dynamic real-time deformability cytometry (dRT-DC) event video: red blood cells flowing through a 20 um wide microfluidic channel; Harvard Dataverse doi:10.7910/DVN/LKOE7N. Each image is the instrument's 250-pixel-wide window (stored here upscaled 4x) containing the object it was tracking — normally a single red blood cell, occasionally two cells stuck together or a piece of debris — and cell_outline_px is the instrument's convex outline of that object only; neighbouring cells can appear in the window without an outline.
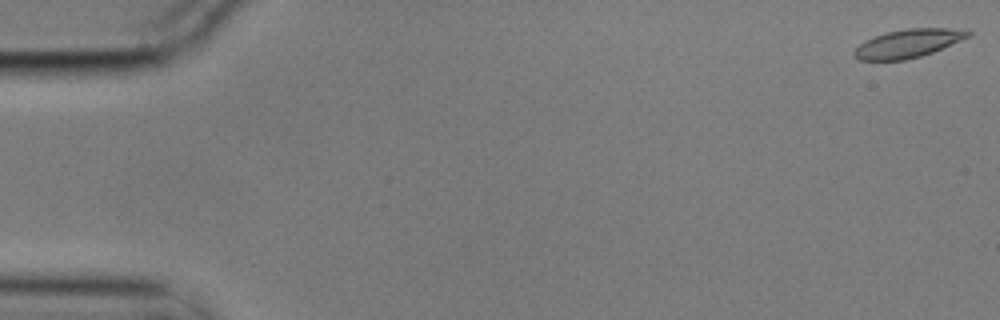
{"species": "common noctule bat (a hibernating species)", "species_latin": "Nyctalus noctula", "temperature_condition": "cold", "stored_images_in_passage": 2, "camera_frame_rate_fps": 3000, "um_per_image_px": 0.085, "animal": {"sex": "male", "body_mass_g": 17.9}, "frame": {"image": 1, "passage_image": 1, "time_ms": 0.0, "image_size_px": [1000, 320], "cell_outline_px": [[972, 36], [932, 52], [920, 56], [904, 60], [860, 60], [852, 52], [864, 40], [888, 32], [908, 28], [968, 28], [972, 32]], "centroid_in_image_um": [77.27, 3.67], "position_along_channel_um": 7.7, "area_um2": 18.84}}